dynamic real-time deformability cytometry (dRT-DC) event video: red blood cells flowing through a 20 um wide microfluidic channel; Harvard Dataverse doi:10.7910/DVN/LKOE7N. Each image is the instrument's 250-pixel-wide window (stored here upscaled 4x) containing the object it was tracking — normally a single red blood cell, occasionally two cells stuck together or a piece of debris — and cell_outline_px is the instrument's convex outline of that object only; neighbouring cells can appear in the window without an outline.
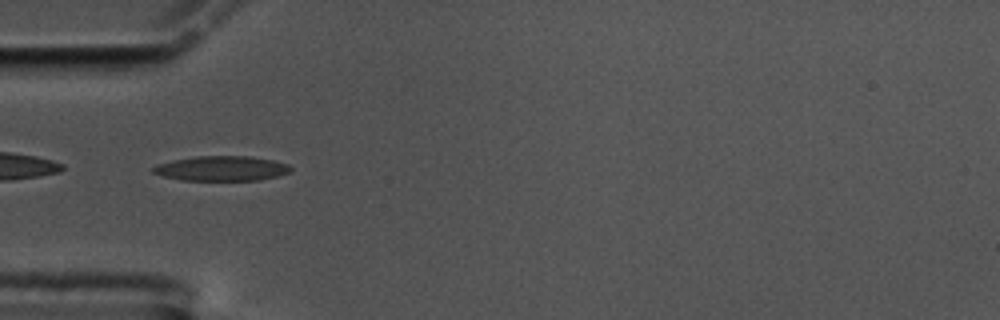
{"species": "common noctule bat (a hibernating species)", "species_latin": "Nyctalus noctula", "temperature_condition": "cold", "stored_images_in_passage": 41, "camera_frame_rate_fps": 3000, "um_per_image_px": 0.085, "animal": {"sex": "male", "body_mass_g": 17.5, "forearm_length_mm": 52.3}, "frame": {"image": 1, "passage_image": 1, "time_ms": 0.0, "image_size_px": [1000, 320], "cell_outline_px": [[292, 172], [260, 180], [184, 180], [164, 176], [152, 172], [152, 168], [156, 164], [172, 160], [196, 156], [248, 156], [272, 160], [288, 164], [292, 168]], "centroid_in_image_um": [18.84, 14.31], "position_along_channel_um": 66.2, "area_um2": 19.88}}
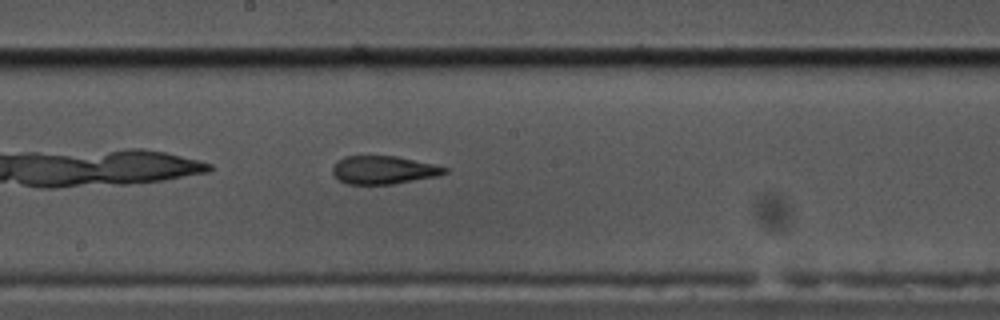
{"frame": {"image": 2, "passage_image": 14, "time_ms": 4.333, "image_size_px": [1000, 320], "cell_outline_px": [[448, 172], [440, 176], [392, 184], [344, 184], [332, 176], [332, 168], [336, 160], [344, 156], [396, 156], [432, 164], [448, 168]], "centroid_in_image_um": [32.55, 14.45], "position_along_channel_um": 215.6, "area_um2": 18.61}}
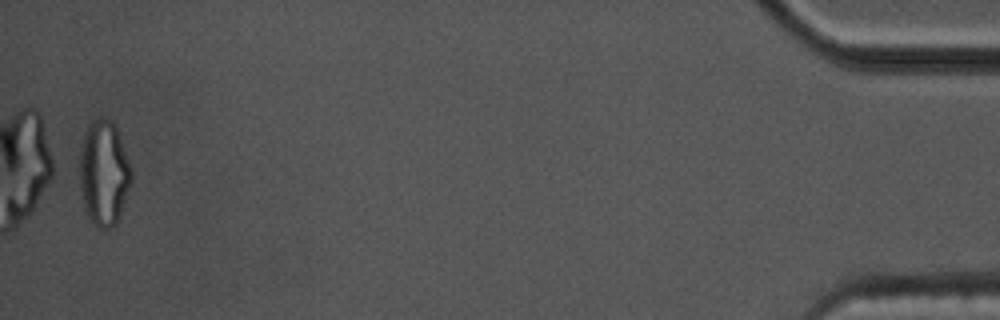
{"frame": {"image": 3, "passage_image": 40, "time_ms": 13.0, "image_size_px": [1000, 320], "cell_outline_px": [[132, 180], [120, 212], [116, 220], [108, 228], [100, 228], [92, 224], [88, 220], [84, 208], [80, 188], [80, 144], [84, 132], [88, 124], [92, 120], [100, 116], [104, 116], [112, 120], [116, 128], [132, 168]], "centroid_in_image_um": [8.8, 14.65], "position_along_channel_um": 426.4, "area_um2": 31.85}, "authors_computed_cell_mechanics": {"area_um2": 19.5364, "velocity_mm_per_s": 3.4601, "shape_relaxation_time_tau1_ms": null, "shape_relaxation_time_tau2_ms": 3.0017, "deformation_change_tau1": null, "deformation_change_tau2": 0.1238}}